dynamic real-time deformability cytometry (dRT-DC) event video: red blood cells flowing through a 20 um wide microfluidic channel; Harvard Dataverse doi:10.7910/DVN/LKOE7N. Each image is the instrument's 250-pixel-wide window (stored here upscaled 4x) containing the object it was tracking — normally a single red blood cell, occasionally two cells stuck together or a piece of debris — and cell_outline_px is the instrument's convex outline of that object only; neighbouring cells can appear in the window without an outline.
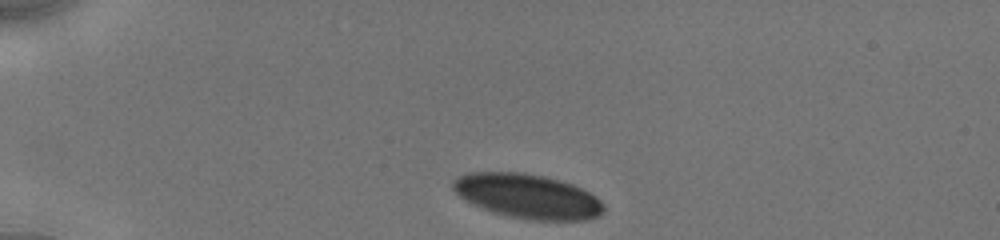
{"species": "human", "species_latin": "Homo sapiens", "temperature_condition": "cold", "stored_images_in_passage": 9, "camera_frame_rate_fps": 3000, "um_per_image_px": 0.085, "donor": {"sex": "male"}, "frame": {"image": 1, "passage_image": 1, "time_ms": 0.0, "image_size_px": [1000, 240], "cell_outline_px": [[604, 212], [600, 216], [588, 220], [532, 220], [508, 216], [492, 212], [472, 204], [460, 196], [452, 188], [452, 180], [468, 172], [524, 172], [544, 176], [560, 180], [572, 184], [596, 196], [604, 204]], "centroid_in_image_um": [44.86, 16.68], "position_along_channel_um": 40.1, "area_um2": 39.19}}
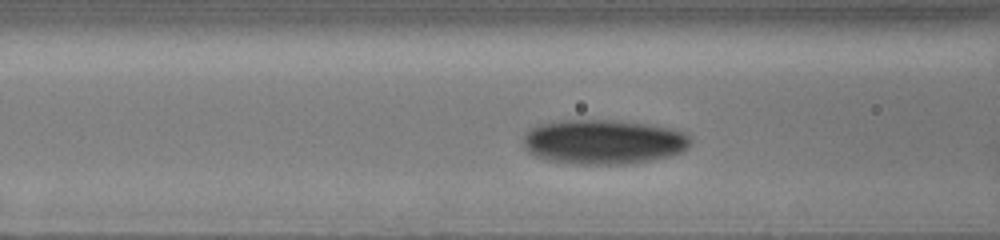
{"frame": {"image": 2, "passage_image": 6, "time_ms": 3.333, "image_size_px": [1000, 240], "cell_outline_px": [[692, 144], [688, 148], [680, 152], [668, 156], [648, 160], [624, 164], [576, 164], [548, 160], [536, 156], [528, 152], [524, 148], [524, 136], [536, 124], [560, 120], [612, 120], [644, 124], [672, 128], [688, 132], [692, 136]], "centroid_in_image_um": [51.32, 12.05], "position_along_channel_um": 115.3, "area_um2": 43.64}}
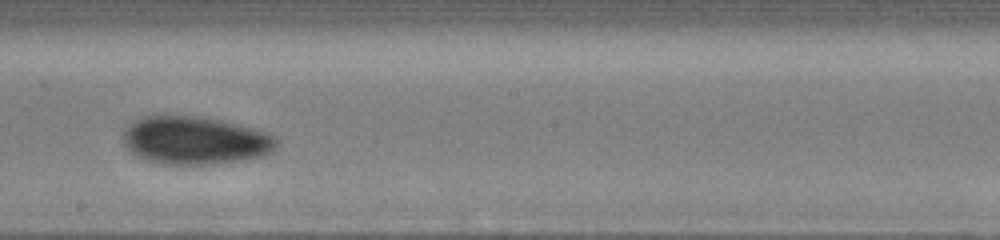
{"frame": {"image": 3, "passage_image": 9, "time_ms": 6.333, "image_size_px": [1000, 240], "cell_outline_px": [[280, 144], [272, 152], [264, 156], [244, 160], [212, 164], [164, 164], [148, 160], [136, 156], [124, 144], [120, 136], [124, 128], [132, 120], [144, 116], [164, 112], [200, 116], [224, 120], [256, 128], [276, 136], [280, 140]], "centroid_in_image_um": [16.57, 11.88], "position_along_channel_um": 231.6, "area_um2": 44.56}}